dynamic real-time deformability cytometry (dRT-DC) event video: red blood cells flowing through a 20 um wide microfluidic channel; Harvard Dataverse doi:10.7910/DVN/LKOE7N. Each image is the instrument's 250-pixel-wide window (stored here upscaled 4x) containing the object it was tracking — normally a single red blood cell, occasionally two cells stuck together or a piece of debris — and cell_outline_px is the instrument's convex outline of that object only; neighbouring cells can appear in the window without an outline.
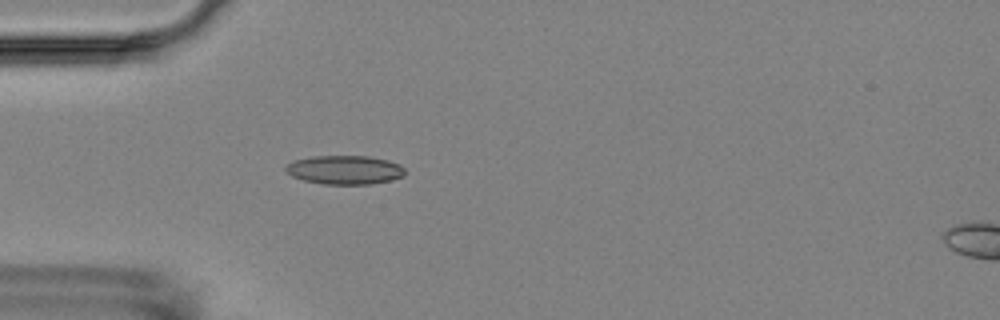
{"species": "Egyptian fruit bat (a non-hibernating species)", "species_latin": "Rousettus aegyptiacus", "temperature_condition": "room temperature", "stored_images_in_passage": 1, "camera_frame_rate_fps": 3000, "um_per_image_px": 0.085, "animal": {"sex": "female"}, "frame": {"image": 1, "passage_image": 1, "time_ms": 0.0, "image_size_px": [1000, 320], "cell_outline_px": [[404, 176], [392, 180], [372, 184], [324, 184], [304, 180], [292, 176], [284, 168], [292, 160], [312, 156], [368, 156], [388, 160], [400, 164], [404, 168]], "centroid_in_image_um": [29.32, 14.43], "position_along_channel_um": 55.7, "area_um2": 20.11}}